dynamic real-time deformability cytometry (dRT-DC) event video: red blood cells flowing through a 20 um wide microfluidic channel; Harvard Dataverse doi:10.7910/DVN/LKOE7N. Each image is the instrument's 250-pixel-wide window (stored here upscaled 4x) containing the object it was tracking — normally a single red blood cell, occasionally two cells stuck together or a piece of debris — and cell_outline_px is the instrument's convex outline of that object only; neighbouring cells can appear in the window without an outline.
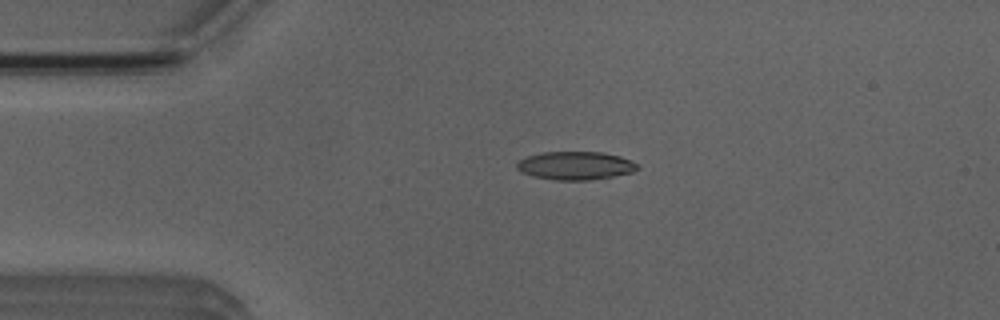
{"species": "Egyptian fruit bat (a non-hibernating species)", "species_latin": "Rousettus aegyptiacus", "temperature_condition": "room temperature", "stored_images_in_passage": 5, "camera_frame_rate_fps": 3000, "um_per_image_px": 0.085, "animal": {"sex": "male"}, "frame": {"image": 1, "passage_image": 3, "time_ms": 2.333, "image_size_px": [1000, 320], "cell_outline_px": [[640, 168], [632, 172], [612, 176], [588, 180], [556, 180], [532, 176], [516, 168], [516, 164], [520, 160], [528, 156], [544, 152], [604, 152], [620, 156], [636, 164]], "centroid_in_image_um": [48.91, 14.07], "position_along_channel_um": 36.1, "area_um2": 19.59}}